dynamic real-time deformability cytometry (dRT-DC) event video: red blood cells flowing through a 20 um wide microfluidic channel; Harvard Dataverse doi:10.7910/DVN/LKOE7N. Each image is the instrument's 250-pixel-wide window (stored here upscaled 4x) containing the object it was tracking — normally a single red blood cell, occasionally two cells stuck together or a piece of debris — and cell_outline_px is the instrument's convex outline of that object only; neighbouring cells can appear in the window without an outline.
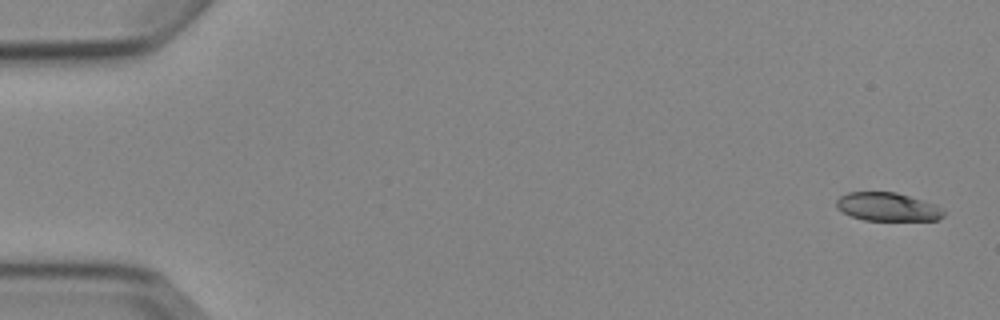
{"species": "Egyptian fruit bat (a non-hibernating species)", "species_latin": "Rousettus aegyptiacus", "temperature_condition": "cold", "stored_images_in_passage": 5, "camera_frame_rate_fps": 3000, "um_per_image_px": 0.085, "animal": {"sex": "female"}, "frame": {"image": 1, "passage_image": 1, "time_ms": 0.0, "image_size_px": [1000, 320], "cell_outline_px": [[944, 216], [936, 220], [864, 220], [852, 216], [844, 212], [836, 204], [836, 200], [840, 196], [848, 192], [896, 192], [936, 204], [944, 208]], "centroid_in_image_um": [75.49, 17.57], "position_along_channel_um": 9.5, "area_um2": 17.69}}
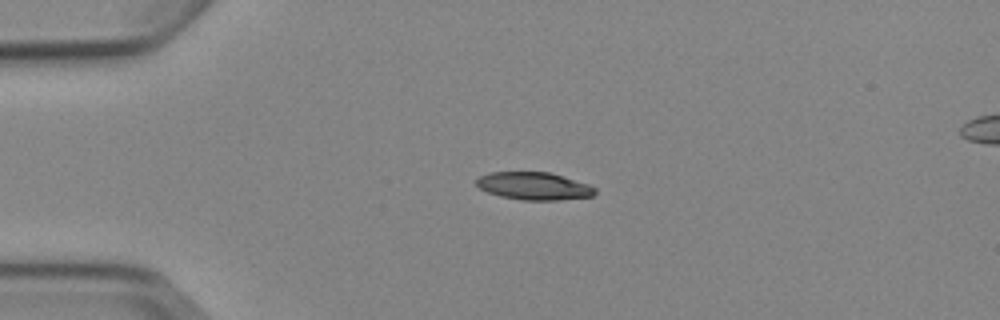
{"frame": {"image": 2, "passage_image": 4, "time_ms": 3.667, "image_size_px": [1000, 320], "cell_outline_px": [[596, 192], [592, 196], [560, 200], [520, 200], [500, 196], [488, 192], [480, 188], [476, 184], [476, 180], [480, 176], [492, 172], [548, 172], [588, 184], [596, 188]], "centroid_in_image_um": [45.38, 15.82], "position_along_channel_um": 39.6, "area_um2": 18.96}}